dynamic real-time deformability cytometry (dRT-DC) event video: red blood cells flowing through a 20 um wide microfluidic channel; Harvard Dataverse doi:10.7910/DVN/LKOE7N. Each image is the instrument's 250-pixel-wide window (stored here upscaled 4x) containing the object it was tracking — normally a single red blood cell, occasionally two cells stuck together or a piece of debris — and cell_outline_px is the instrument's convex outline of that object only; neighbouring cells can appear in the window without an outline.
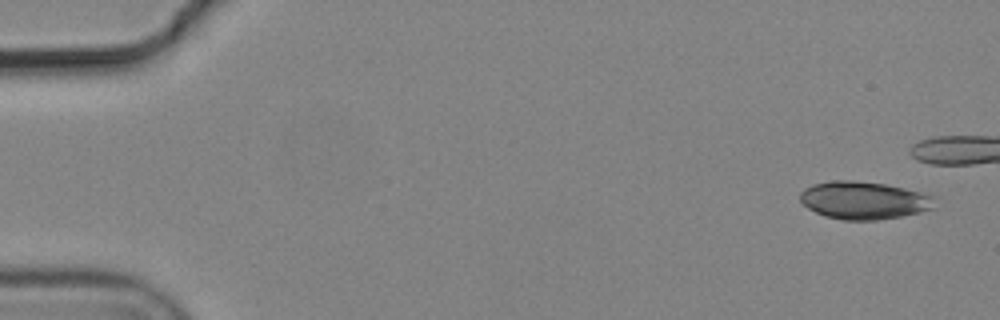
{"species": "common noctule bat (a hibernating species)", "species_latin": "Nyctalus noctula", "temperature_condition": "cold", "stored_images_in_passage": 5, "camera_frame_rate_fps": 3000, "um_per_image_px": 0.085, "animal": {"sex": "male", "body_mass_g": 19.2, "forearm_length_mm": 51.8}, "frame": {"image": 1, "passage_image": 1, "time_ms": 0.0, "image_size_px": [1000, 320], "cell_outline_px": [[936, 208], [920, 212], [900, 216], [876, 220], [844, 220], [824, 216], [808, 208], [800, 200], [800, 192], [804, 188], [812, 184], [832, 180], [852, 180], [884, 184], [904, 188], [936, 196]], "centroid_in_image_um": [73.45, 17.02], "position_along_channel_um": 11.6, "area_um2": 29.77}}